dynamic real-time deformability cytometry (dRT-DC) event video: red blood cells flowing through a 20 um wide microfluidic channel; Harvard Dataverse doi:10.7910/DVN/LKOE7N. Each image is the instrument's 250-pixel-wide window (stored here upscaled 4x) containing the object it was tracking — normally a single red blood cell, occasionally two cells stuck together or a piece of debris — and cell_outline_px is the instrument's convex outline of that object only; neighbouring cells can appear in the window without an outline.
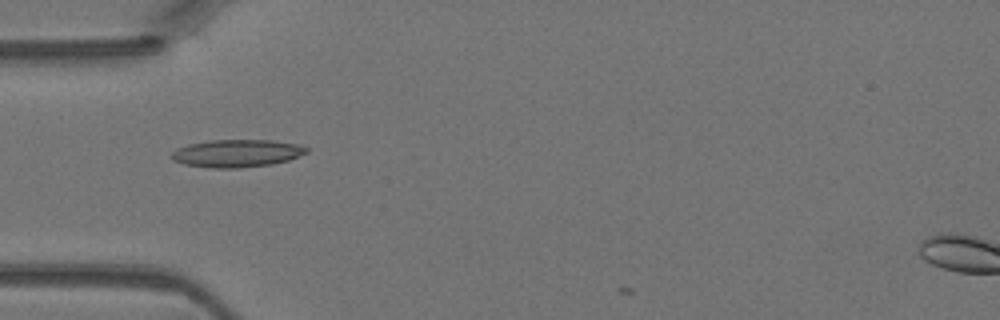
{"species": "Egyptian fruit bat (a non-hibernating species)", "species_latin": "Rousettus aegyptiacus", "temperature_condition": "warm", "stored_images_in_passage": 4, "camera_frame_rate_fps": 3000, "um_per_image_px": 0.085, "animal": {"sex": "female"}, "frame": {"image": 1, "passage_image": 1, "time_ms": 0.0, "image_size_px": [1000, 320], "cell_outline_px": [[308, 152], [288, 160], [272, 164], [240, 168], [212, 168], [184, 164], [172, 160], [168, 156], [176, 148], [188, 144], [212, 140], [272, 140], [296, 144], [308, 148]], "centroid_in_image_um": [20.08, 13.03], "position_along_channel_um": 64.9, "area_um2": 21.79}}